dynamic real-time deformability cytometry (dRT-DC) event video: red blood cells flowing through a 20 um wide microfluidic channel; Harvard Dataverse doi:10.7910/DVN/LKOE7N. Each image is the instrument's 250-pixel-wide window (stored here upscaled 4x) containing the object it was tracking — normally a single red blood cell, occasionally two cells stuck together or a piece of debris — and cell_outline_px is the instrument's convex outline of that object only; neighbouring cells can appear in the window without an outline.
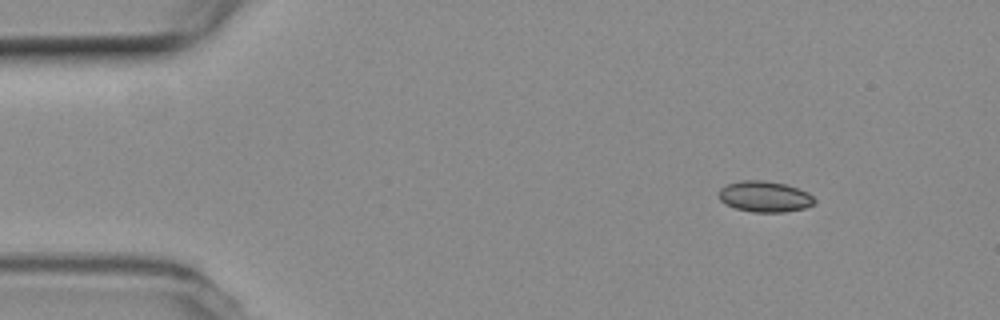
{"species": "common noctule bat (a hibernating species)", "species_latin": "Nyctalus noctula", "temperature_condition": "room temperature", "stored_images_in_passage": 16, "camera_frame_rate_fps": 3000, "um_per_image_px": 0.085, "animal": {"sex": "female", "body_mass_g": 19.3, "forearm_length_mm": 54.1}, "frame": {"image": 1, "passage_image": 6, "time_ms": 1.667, "image_size_px": [1000, 320], "cell_outline_px": [[816, 204], [804, 208], [784, 212], [752, 212], [736, 208], [724, 204], [720, 200], [720, 188], [728, 184], [740, 180], [760, 180], [784, 184], [808, 192], [816, 200]], "centroid_in_image_um": [65.01, 16.72], "position_along_channel_um": 20.0, "area_um2": 17.17}}
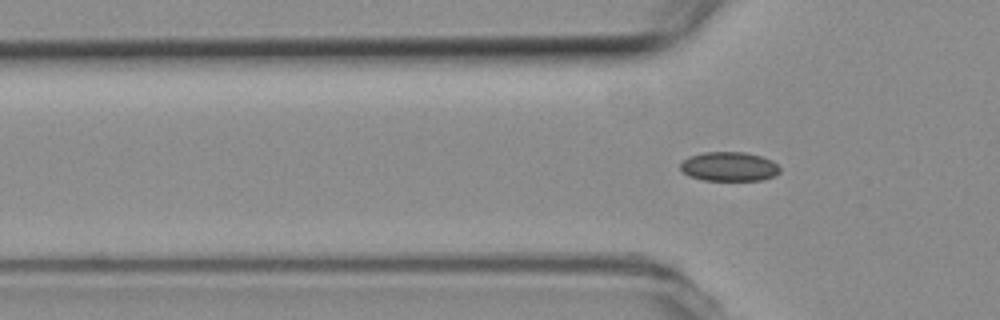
{"frame": {"image": 2, "passage_image": 16, "time_ms": 5.0, "image_size_px": [1000, 320], "cell_outline_px": [[780, 172], [776, 176], [760, 180], [704, 180], [688, 176], [680, 168], [680, 164], [688, 156], [704, 152], [744, 152], [760, 156], [772, 160], [780, 168]], "centroid_in_image_um": [61.98, 14.16], "position_along_channel_um": 63.8, "area_um2": 16.99}}